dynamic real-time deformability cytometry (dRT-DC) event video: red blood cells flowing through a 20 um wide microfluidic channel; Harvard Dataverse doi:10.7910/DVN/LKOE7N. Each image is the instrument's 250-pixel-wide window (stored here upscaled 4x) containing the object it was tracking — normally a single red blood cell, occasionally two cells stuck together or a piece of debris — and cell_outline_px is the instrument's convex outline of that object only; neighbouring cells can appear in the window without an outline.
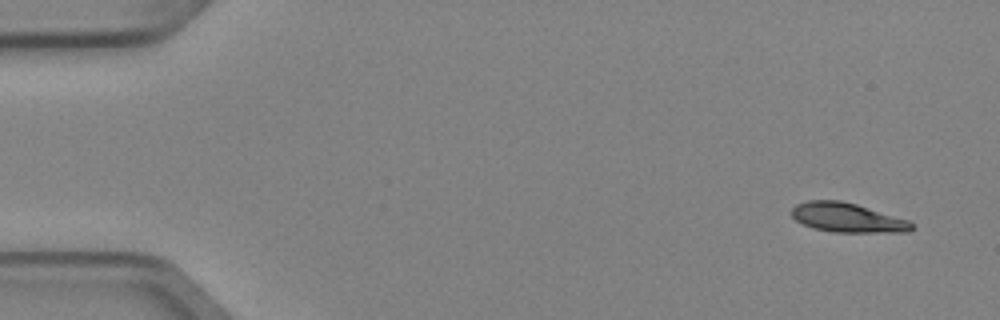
{"species": "Egyptian fruit bat (a non-hibernating species)", "species_latin": "Rousettus aegyptiacus", "temperature_condition": "cold", "stored_images_in_passage": 6, "camera_frame_rate_fps": 3000, "um_per_image_px": 0.085, "animal": {"sex": "female"}, "frame": {"image": 1, "passage_image": 1, "time_ms": 0.0, "image_size_px": [1000, 320], "cell_outline_px": [[916, 228], [908, 232], [832, 232], [812, 228], [796, 220], [792, 216], [792, 208], [796, 204], [808, 200], [840, 200], [856, 204], [908, 220], [916, 224]], "centroid_in_image_um": [72.05, 18.51], "position_along_channel_um": 12.9, "area_um2": 20.58}}
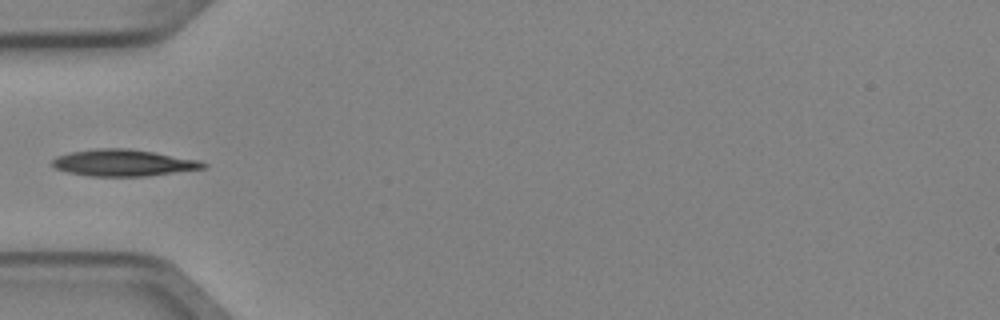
{"frame": {"image": 2, "passage_image": 5, "time_ms": 1.333, "image_size_px": [1000, 320], "cell_outline_px": [[208, 164], [204, 168], [144, 176], [88, 176], [68, 172], [56, 168], [52, 164], [52, 160], [56, 156], [72, 152], [96, 148], [128, 148], [200, 160]], "centroid_in_image_um": [10.46, 13.83], "position_along_channel_um": 74.5, "area_um2": 23.18}}
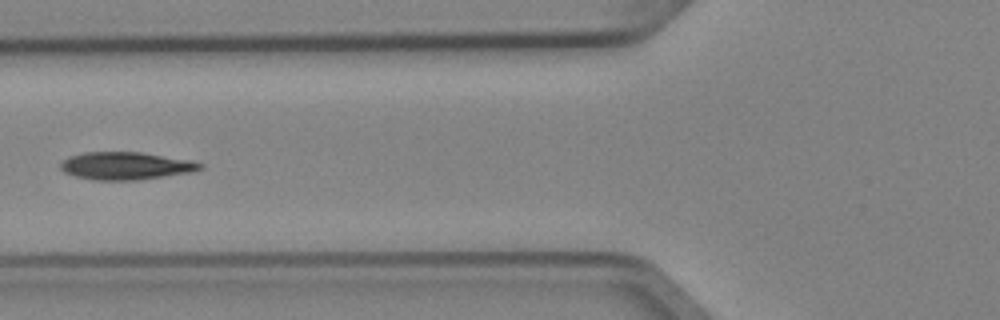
{"frame": {"image": 3, "passage_image": 6, "time_ms": 1.667, "image_size_px": [1000, 320], "cell_outline_px": [[204, 168], [192, 172], [136, 180], [92, 180], [76, 176], [64, 172], [60, 168], [60, 164], [68, 156], [84, 152], [140, 152], [192, 160], [204, 164]], "centroid_in_image_um": [10.71, 14.09], "position_along_channel_um": 115.1, "area_um2": 22.54}}